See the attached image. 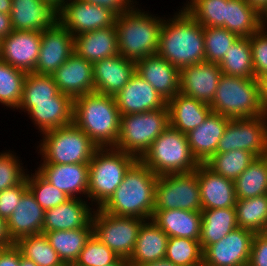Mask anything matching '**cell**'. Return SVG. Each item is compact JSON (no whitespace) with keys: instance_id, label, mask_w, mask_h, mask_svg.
<instances>
[{"instance_id":"obj_19","label":"cell","mask_w":267,"mask_h":266,"mask_svg":"<svg viewBox=\"0 0 267 266\" xmlns=\"http://www.w3.org/2000/svg\"><path fill=\"white\" fill-rule=\"evenodd\" d=\"M93 73V63L72 53L52 77L60 93L74 100L94 92Z\"/></svg>"},{"instance_id":"obj_49","label":"cell","mask_w":267,"mask_h":266,"mask_svg":"<svg viewBox=\"0 0 267 266\" xmlns=\"http://www.w3.org/2000/svg\"><path fill=\"white\" fill-rule=\"evenodd\" d=\"M251 44L254 78L259 79L267 74V28L261 27L249 36Z\"/></svg>"},{"instance_id":"obj_41","label":"cell","mask_w":267,"mask_h":266,"mask_svg":"<svg viewBox=\"0 0 267 266\" xmlns=\"http://www.w3.org/2000/svg\"><path fill=\"white\" fill-rule=\"evenodd\" d=\"M27 72L0 59V104L17 110L20 105Z\"/></svg>"},{"instance_id":"obj_61","label":"cell","mask_w":267,"mask_h":266,"mask_svg":"<svg viewBox=\"0 0 267 266\" xmlns=\"http://www.w3.org/2000/svg\"><path fill=\"white\" fill-rule=\"evenodd\" d=\"M48 2L52 7H54L57 11L62 7L63 3L67 0H43Z\"/></svg>"},{"instance_id":"obj_32","label":"cell","mask_w":267,"mask_h":266,"mask_svg":"<svg viewBox=\"0 0 267 266\" xmlns=\"http://www.w3.org/2000/svg\"><path fill=\"white\" fill-rule=\"evenodd\" d=\"M168 235L152 219L141 225L136 246L130 259L131 266L154 262L165 258Z\"/></svg>"},{"instance_id":"obj_51","label":"cell","mask_w":267,"mask_h":266,"mask_svg":"<svg viewBox=\"0 0 267 266\" xmlns=\"http://www.w3.org/2000/svg\"><path fill=\"white\" fill-rule=\"evenodd\" d=\"M248 266H267V239L255 233Z\"/></svg>"},{"instance_id":"obj_25","label":"cell","mask_w":267,"mask_h":266,"mask_svg":"<svg viewBox=\"0 0 267 266\" xmlns=\"http://www.w3.org/2000/svg\"><path fill=\"white\" fill-rule=\"evenodd\" d=\"M57 14L58 11L43 0H12L13 30L42 32L58 21Z\"/></svg>"},{"instance_id":"obj_14","label":"cell","mask_w":267,"mask_h":266,"mask_svg":"<svg viewBox=\"0 0 267 266\" xmlns=\"http://www.w3.org/2000/svg\"><path fill=\"white\" fill-rule=\"evenodd\" d=\"M255 233L238 227L203 251V266H248Z\"/></svg>"},{"instance_id":"obj_37","label":"cell","mask_w":267,"mask_h":266,"mask_svg":"<svg viewBox=\"0 0 267 266\" xmlns=\"http://www.w3.org/2000/svg\"><path fill=\"white\" fill-rule=\"evenodd\" d=\"M52 75L27 73L23 85L20 105L17 108L25 113L34 105V102L55 101L59 93Z\"/></svg>"},{"instance_id":"obj_64","label":"cell","mask_w":267,"mask_h":266,"mask_svg":"<svg viewBox=\"0 0 267 266\" xmlns=\"http://www.w3.org/2000/svg\"><path fill=\"white\" fill-rule=\"evenodd\" d=\"M262 27L267 28V11L262 16Z\"/></svg>"},{"instance_id":"obj_18","label":"cell","mask_w":267,"mask_h":266,"mask_svg":"<svg viewBox=\"0 0 267 266\" xmlns=\"http://www.w3.org/2000/svg\"><path fill=\"white\" fill-rule=\"evenodd\" d=\"M114 98L121 116L157 110L167 106V101L137 72Z\"/></svg>"},{"instance_id":"obj_1","label":"cell","mask_w":267,"mask_h":266,"mask_svg":"<svg viewBox=\"0 0 267 266\" xmlns=\"http://www.w3.org/2000/svg\"><path fill=\"white\" fill-rule=\"evenodd\" d=\"M157 54L179 70L205 62L203 27L183 7L164 19Z\"/></svg>"},{"instance_id":"obj_48","label":"cell","mask_w":267,"mask_h":266,"mask_svg":"<svg viewBox=\"0 0 267 266\" xmlns=\"http://www.w3.org/2000/svg\"><path fill=\"white\" fill-rule=\"evenodd\" d=\"M5 150L0 152V192L20 184L27 175L28 169H24L20 163V157L15 152Z\"/></svg>"},{"instance_id":"obj_45","label":"cell","mask_w":267,"mask_h":266,"mask_svg":"<svg viewBox=\"0 0 267 266\" xmlns=\"http://www.w3.org/2000/svg\"><path fill=\"white\" fill-rule=\"evenodd\" d=\"M205 43V61L220 63L229 47L239 38L224 27H203Z\"/></svg>"},{"instance_id":"obj_15","label":"cell","mask_w":267,"mask_h":266,"mask_svg":"<svg viewBox=\"0 0 267 266\" xmlns=\"http://www.w3.org/2000/svg\"><path fill=\"white\" fill-rule=\"evenodd\" d=\"M74 53V36L58 21L41 32V46L34 73L52 75Z\"/></svg>"},{"instance_id":"obj_47","label":"cell","mask_w":267,"mask_h":266,"mask_svg":"<svg viewBox=\"0 0 267 266\" xmlns=\"http://www.w3.org/2000/svg\"><path fill=\"white\" fill-rule=\"evenodd\" d=\"M119 257L93 234L85 243L74 264L77 266H106L115 263Z\"/></svg>"},{"instance_id":"obj_3","label":"cell","mask_w":267,"mask_h":266,"mask_svg":"<svg viewBox=\"0 0 267 266\" xmlns=\"http://www.w3.org/2000/svg\"><path fill=\"white\" fill-rule=\"evenodd\" d=\"M120 111L114 96L96 92L74 99L73 122L99 147H115Z\"/></svg>"},{"instance_id":"obj_52","label":"cell","mask_w":267,"mask_h":266,"mask_svg":"<svg viewBox=\"0 0 267 266\" xmlns=\"http://www.w3.org/2000/svg\"><path fill=\"white\" fill-rule=\"evenodd\" d=\"M81 1L110 9L117 16L126 13L135 6L134 4L139 3L136 0H81Z\"/></svg>"},{"instance_id":"obj_42","label":"cell","mask_w":267,"mask_h":266,"mask_svg":"<svg viewBox=\"0 0 267 266\" xmlns=\"http://www.w3.org/2000/svg\"><path fill=\"white\" fill-rule=\"evenodd\" d=\"M227 0H187L182 6L202 27L226 28Z\"/></svg>"},{"instance_id":"obj_16","label":"cell","mask_w":267,"mask_h":266,"mask_svg":"<svg viewBox=\"0 0 267 266\" xmlns=\"http://www.w3.org/2000/svg\"><path fill=\"white\" fill-rule=\"evenodd\" d=\"M41 46V32L13 30L0 39V59L27 73L33 72Z\"/></svg>"},{"instance_id":"obj_17","label":"cell","mask_w":267,"mask_h":266,"mask_svg":"<svg viewBox=\"0 0 267 266\" xmlns=\"http://www.w3.org/2000/svg\"><path fill=\"white\" fill-rule=\"evenodd\" d=\"M219 63L202 62L180 69L179 92L210 105L222 76Z\"/></svg>"},{"instance_id":"obj_30","label":"cell","mask_w":267,"mask_h":266,"mask_svg":"<svg viewBox=\"0 0 267 266\" xmlns=\"http://www.w3.org/2000/svg\"><path fill=\"white\" fill-rule=\"evenodd\" d=\"M74 53L91 63L118 55L115 25L74 36Z\"/></svg>"},{"instance_id":"obj_46","label":"cell","mask_w":267,"mask_h":266,"mask_svg":"<svg viewBox=\"0 0 267 266\" xmlns=\"http://www.w3.org/2000/svg\"><path fill=\"white\" fill-rule=\"evenodd\" d=\"M28 189L44 210L56 207L70 199L64 192L48 182L36 169L26 175Z\"/></svg>"},{"instance_id":"obj_34","label":"cell","mask_w":267,"mask_h":266,"mask_svg":"<svg viewBox=\"0 0 267 266\" xmlns=\"http://www.w3.org/2000/svg\"><path fill=\"white\" fill-rule=\"evenodd\" d=\"M64 264L75 263L93 234L92 222L86 228L42 232Z\"/></svg>"},{"instance_id":"obj_55","label":"cell","mask_w":267,"mask_h":266,"mask_svg":"<svg viewBox=\"0 0 267 266\" xmlns=\"http://www.w3.org/2000/svg\"><path fill=\"white\" fill-rule=\"evenodd\" d=\"M13 31L10 14L0 12V39L8 36Z\"/></svg>"},{"instance_id":"obj_63","label":"cell","mask_w":267,"mask_h":266,"mask_svg":"<svg viewBox=\"0 0 267 266\" xmlns=\"http://www.w3.org/2000/svg\"><path fill=\"white\" fill-rule=\"evenodd\" d=\"M257 234L260 237L267 239V221L262 225L261 229L257 232Z\"/></svg>"},{"instance_id":"obj_35","label":"cell","mask_w":267,"mask_h":266,"mask_svg":"<svg viewBox=\"0 0 267 266\" xmlns=\"http://www.w3.org/2000/svg\"><path fill=\"white\" fill-rule=\"evenodd\" d=\"M262 27V15L245 0H227L226 29L239 37H249Z\"/></svg>"},{"instance_id":"obj_60","label":"cell","mask_w":267,"mask_h":266,"mask_svg":"<svg viewBox=\"0 0 267 266\" xmlns=\"http://www.w3.org/2000/svg\"><path fill=\"white\" fill-rule=\"evenodd\" d=\"M19 266H37V264L34 261L23 257L21 255V252H20V264H19Z\"/></svg>"},{"instance_id":"obj_12","label":"cell","mask_w":267,"mask_h":266,"mask_svg":"<svg viewBox=\"0 0 267 266\" xmlns=\"http://www.w3.org/2000/svg\"><path fill=\"white\" fill-rule=\"evenodd\" d=\"M245 150L256 157L267 155V115L230 119L216 153Z\"/></svg>"},{"instance_id":"obj_31","label":"cell","mask_w":267,"mask_h":266,"mask_svg":"<svg viewBox=\"0 0 267 266\" xmlns=\"http://www.w3.org/2000/svg\"><path fill=\"white\" fill-rule=\"evenodd\" d=\"M152 221L168 237L199 240L202 214L200 211L182 209L154 210Z\"/></svg>"},{"instance_id":"obj_28","label":"cell","mask_w":267,"mask_h":266,"mask_svg":"<svg viewBox=\"0 0 267 266\" xmlns=\"http://www.w3.org/2000/svg\"><path fill=\"white\" fill-rule=\"evenodd\" d=\"M44 215L45 210L28 189L6 221L11 240L15 243L21 237L42 233Z\"/></svg>"},{"instance_id":"obj_4","label":"cell","mask_w":267,"mask_h":266,"mask_svg":"<svg viewBox=\"0 0 267 266\" xmlns=\"http://www.w3.org/2000/svg\"><path fill=\"white\" fill-rule=\"evenodd\" d=\"M135 6L116 17L118 52L126 59L137 61L157 54L162 24L165 17H156Z\"/></svg>"},{"instance_id":"obj_59","label":"cell","mask_w":267,"mask_h":266,"mask_svg":"<svg viewBox=\"0 0 267 266\" xmlns=\"http://www.w3.org/2000/svg\"><path fill=\"white\" fill-rule=\"evenodd\" d=\"M12 0H0V12L5 14H11Z\"/></svg>"},{"instance_id":"obj_57","label":"cell","mask_w":267,"mask_h":266,"mask_svg":"<svg viewBox=\"0 0 267 266\" xmlns=\"http://www.w3.org/2000/svg\"><path fill=\"white\" fill-rule=\"evenodd\" d=\"M245 1L262 16L267 11V0H245Z\"/></svg>"},{"instance_id":"obj_26","label":"cell","mask_w":267,"mask_h":266,"mask_svg":"<svg viewBox=\"0 0 267 266\" xmlns=\"http://www.w3.org/2000/svg\"><path fill=\"white\" fill-rule=\"evenodd\" d=\"M230 118L211 112L205 121L187 133L190 151L198 163H206L217 150Z\"/></svg>"},{"instance_id":"obj_23","label":"cell","mask_w":267,"mask_h":266,"mask_svg":"<svg viewBox=\"0 0 267 266\" xmlns=\"http://www.w3.org/2000/svg\"><path fill=\"white\" fill-rule=\"evenodd\" d=\"M197 176L202 210L235 207L234 181L215 173L205 163L198 164Z\"/></svg>"},{"instance_id":"obj_36","label":"cell","mask_w":267,"mask_h":266,"mask_svg":"<svg viewBox=\"0 0 267 266\" xmlns=\"http://www.w3.org/2000/svg\"><path fill=\"white\" fill-rule=\"evenodd\" d=\"M234 186L237 200L267 194V155L257 157L234 181Z\"/></svg>"},{"instance_id":"obj_33","label":"cell","mask_w":267,"mask_h":266,"mask_svg":"<svg viewBox=\"0 0 267 266\" xmlns=\"http://www.w3.org/2000/svg\"><path fill=\"white\" fill-rule=\"evenodd\" d=\"M201 214L199 241L203 251L238 228L235 207L202 210Z\"/></svg>"},{"instance_id":"obj_43","label":"cell","mask_w":267,"mask_h":266,"mask_svg":"<svg viewBox=\"0 0 267 266\" xmlns=\"http://www.w3.org/2000/svg\"><path fill=\"white\" fill-rule=\"evenodd\" d=\"M235 209L238 227L257 233L267 221V194L238 199Z\"/></svg>"},{"instance_id":"obj_8","label":"cell","mask_w":267,"mask_h":266,"mask_svg":"<svg viewBox=\"0 0 267 266\" xmlns=\"http://www.w3.org/2000/svg\"><path fill=\"white\" fill-rule=\"evenodd\" d=\"M140 160L158 176L189 173L199 164L190 151L187 135L171 126L152 142Z\"/></svg>"},{"instance_id":"obj_6","label":"cell","mask_w":267,"mask_h":266,"mask_svg":"<svg viewBox=\"0 0 267 266\" xmlns=\"http://www.w3.org/2000/svg\"><path fill=\"white\" fill-rule=\"evenodd\" d=\"M41 164L89 163L99 148L74 122L42 133Z\"/></svg>"},{"instance_id":"obj_10","label":"cell","mask_w":267,"mask_h":266,"mask_svg":"<svg viewBox=\"0 0 267 266\" xmlns=\"http://www.w3.org/2000/svg\"><path fill=\"white\" fill-rule=\"evenodd\" d=\"M144 221L137 217L115 216L95 208L92 217L93 235L119 258L129 260Z\"/></svg>"},{"instance_id":"obj_54","label":"cell","mask_w":267,"mask_h":266,"mask_svg":"<svg viewBox=\"0 0 267 266\" xmlns=\"http://www.w3.org/2000/svg\"><path fill=\"white\" fill-rule=\"evenodd\" d=\"M12 245H14V242L8 234L7 222L0 217V249L8 248Z\"/></svg>"},{"instance_id":"obj_39","label":"cell","mask_w":267,"mask_h":266,"mask_svg":"<svg viewBox=\"0 0 267 266\" xmlns=\"http://www.w3.org/2000/svg\"><path fill=\"white\" fill-rule=\"evenodd\" d=\"M14 245L23 257L34 261L37 266H66L44 233L21 237Z\"/></svg>"},{"instance_id":"obj_11","label":"cell","mask_w":267,"mask_h":266,"mask_svg":"<svg viewBox=\"0 0 267 266\" xmlns=\"http://www.w3.org/2000/svg\"><path fill=\"white\" fill-rule=\"evenodd\" d=\"M202 211L197 169L157 177L154 210Z\"/></svg>"},{"instance_id":"obj_5","label":"cell","mask_w":267,"mask_h":266,"mask_svg":"<svg viewBox=\"0 0 267 266\" xmlns=\"http://www.w3.org/2000/svg\"><path fill=\"white\" fill-rule=\"evenodd\" d=\"M138 159L114 147L98 148L89 162L87 199L101 208L122 183L126 172Z\"/></svg>"},{"instance_id":"obj_20","label":"cell","mask_w":267,"mask_h":266,"mask_svg":"<svg viewBox=\"0 0 267 266\" xmlns=\"http://www.w3.org/2000/svg\"><path fill=\"white\" fill-rule=\"evenodd\" d=\"M94 92L115 96L136 72V62L118 54L93 63Z\"/></svg>"},{"instance_id":"obj_29","label":"cell","mask_w":267,"mask_h":266,"mask_svg":"<svg viewBox=\"0 0 267 266\" xmlns=\"http://www.w3.org/2000/svg\"><path fill=\"white\" fill-rule=\"evenodd\" d=\"M169 126L183 134L201 125L212 112L210 105L177 93L167 101Z\"/></svg>"},{"instance_id":"obj_21","label":"cell","mask_w":267,"mask_h":266,"mask_svg":"<svg viewBox=\"0 0 267 266\" xmlns=\"http://www.w3.org/2000/svg\"><path fill=\"white\" fill-rule=\"evenodd\" d=\"M136 72L166 101L179 93L180 70L158 54L137 60Z\"/></svg>"},{"instance_id":"obj_62","label":"cell","mask_w":267,"mask_h":266,"mask_svg":"<svg viewBox=\"0 0 267 266\" xmlns=\"http://www.w3.org/2000/svg\"><path fill=\"white\" fill-rule=\"evenodd\" d=\"M106 266H131V265L127 259L119 258L115 263H111Z\"/></svg>"},{"instance_id":"obj_9","label":"cell","mask_w":267,"mask_h":266,"mask_svg":"<svg viewBox=\"0 0 267 266\" xmlns=\"http://www.w3.org/2000/svg\"><path fill=\"white\" fill-rule=\"evenodd\" d=\"M169 126L168 107L122 115L116 149L140 160L152 142Z\"/></svg>"},{"instance_id":"obj_27","label":"cell","mask_w":267,"mask_h":266,"mask_svg":"<svg viewBox=\"0 0 267 266\" xmlns=\"http://www.w3.org/2000/svg\"><path fill=\"white\" fill-rule=\"evenodd\" d=\"M73 111L74 100L59 92L55 101L34 102L26 113L42 134L73 123Z\"/></svg>"},{"instance_id":"obj_38","label":"cell","mask_w":267,"mask_h":266,"mask_svg":"<svg viewBox=\"0 0 267 266\" xmlns=\"http://www.w3.org/2000/svg\"><path fill=\"white\" fill-rule=\"evenodd\" d=\"M219 67L223 74L254 78V68L252 64L251 44L249 37H239L225 54Z\"/></svg>"},{"instance_id":"obj_2","label":"cell","mask_w":267,"mask_h":266,"mask_svg":"<svg viewBox=\"0 0 267 266\" xmlns=\"http://www.w3.org/2000/svg\"><path fill=\"white\" fill-rule=\"evenodd\" d=\"M157 177L158 175L141 160H137L126 172L111 198L100 209L115 216L151 219L154 213Z\"/></svg>"},{"instance_id":"obj_22","label":"cell","mask_w":267,"mask_h":266,"mask_svg":"<svg viewBox=\"0 0 267 266\" xmlns=\"http://www.w3.org/2000/svg\"><path fill=\"white\" fill-rule=\"evenodd\" d=\"M40 165L37 171L57 189L70 198L87 199L89 163Z\"/></svg>"},{"instance_id":"obj_7","label":"cell","mask_w":267,"mask_h":266,"mask_svg":"<svg viewBox=\"0 0 267 266\" xmlns=\"http://www.w3.org/2000/svg\"><path fill=\"white\" fill-rule=\"evenodd\" d=\"M212 112L230 119L251 118L265 115L255 78H242L222 74L212 103Z\"/></svg>"},{"instance_id":"obj_58","label":"cell","mask_w":267,"mask_h":266,"mask_svg":"<svg viewBox=\"0 0 267 266\" xmlns=\"http://www.w3.org/2000/svg\"><path fill=\"white\" fill-rule=\"evenodd\" d=\"M139 266H176L173 262H171L170 260L163 258L154 262H150V263H146V264H142Z\"/></svg>"},{"instance_id":"obj_56","label":"cell","mask_w":267,"mask_h":266,"mask_svg":"<svg viewBox=\"0 0 267 266\" xmlns=\"http://www.w3.org/2000/svg\"><path fill=\"white\" fill-rule=\"evenodd\" d=\"M259 82V92H260V102L262 109L267 115V74L264 76H261L258 79Z\"/></svg>"},{"instance_id":"obj_53","label":"cell","mask_w":267,"mask_h":266,"mask_svg":"<svg viewBox=\"0 0 267 266\" xmlns=\"http://www.w3.org/2000/svg\"><path fill=\"white\" fill-rule=\"evenodd\" d=\"M19 264L20 250L15 245L0 249V266H19Z\"/></svg>"},{"instance_id":"obj_24","label":"cell","mask_w":267,"mask_h":266,"mask_svg":"<svg viewBox=\"0 0 267 266\" xmlns=\"http://www.w3.org/2000/svg\"><path fill=\"white\" fill-rule=\"evenodd\" d=\"M93 207L87 199L70 198L65 203L45 210L43 232L86 228L92 222Z\"/></svg>"},{"instance_id":"obj_44","label":"cell","mask_w":267,"mask_h":266,"mask_svg":"<svg viewBox=\"0 0 267 266\" xmlns=\"http://www.w3.org/2000/svg\"><path fill=\"white\" fill-rule=\"evenodd\" d=\"M165 258L176 266H203V250L200 241L168 237Z\"/></svg>"},{"instance_id":"obj_65","label":"cell","mask_w":267,"mask_h":266,"mask_svg":"<svg viewBox=\"0 0 267 266\" xmlns=\"http://www.w3.org/2000/svg\"><path fill=\"white\" fill-rule=\"evenodd\" d=\"M66 266H77V265L74 263H69V264H66Z\"/></svg>"},{"instance_id":"obj_40","label":"cell","mask_w":267,"mask_h":266,"mask_svg":"<svg viewBox=\"0 0 267 266\" xmlns=\"http://www.w3.org/2000/svg\"><path fill=\"white\" fill-rule=\"evenodd\" d=\"M257 157L245 150L215 153L205 164L215 173L235 181Z\"/></svg>"},{"instance_id":"obj_13","label":"cell","mask_w":267,"mask_h":266,"mask_svg":"<svg viewBox=\"0 0 267 266\" xmlns=\"http://www.w3.org/2000/svg\"><path fill=\"white\" fill-rule=\"evenodd\" d=\"M58 22L73 36L115 25L117 15L110 9L81 0H67L58 10Z\"/></svg>"},{"instance_id":"obj_50","label":"cell","mask_w":267,"mask_h":266,"mask_svg":"<svg viewBox=\"0 0 267 266\" xmlns=\"http://www.w3.org/2000/svg\"><path fill=\"white\" fill-rule=\"evenodd\" d=\"M28 190L26 178L18 185L0 192V217L6 221L18 206L23 194Z\"/></svg>"}]
</instances>
